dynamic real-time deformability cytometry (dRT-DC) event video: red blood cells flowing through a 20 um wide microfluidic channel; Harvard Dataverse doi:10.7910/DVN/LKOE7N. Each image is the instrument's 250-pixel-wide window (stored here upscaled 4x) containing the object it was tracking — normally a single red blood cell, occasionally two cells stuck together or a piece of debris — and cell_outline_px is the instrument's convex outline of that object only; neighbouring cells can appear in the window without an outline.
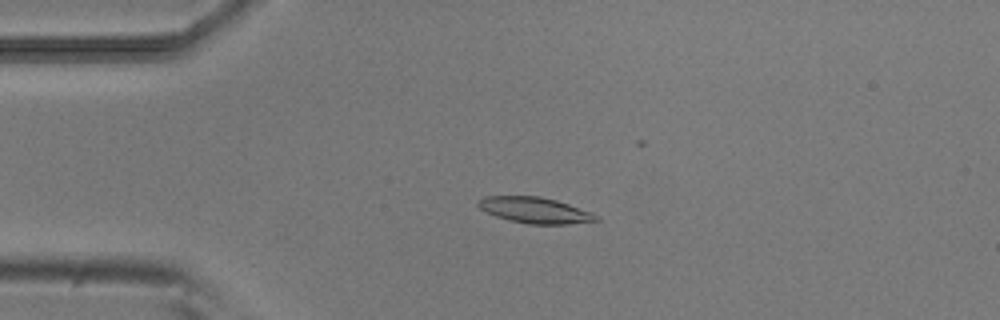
{"species": "common noctule bat (a hibernating species)", "species_latin": "Nyctalus noctula", "temperature_condition": "room temperature", "stored_images_in_passage": 50, "camera_frame_rate_fps": 3000, "um_per_image_px": 0.085, "animal": {"sex": "male", "body_mass_g": 20.5, "forearm_length_mm": 52.5}, "frame": {"image": 1, "passage_image": 11, "time_ms": 3.333, "image_size_px": [1000, 320], "cell_outline_px": [[600, 220], [568, 224], [528, 224], [508, 220], [496, 216], [480, 208], [476, 204], [476, 200], [484, 196], [540, 196], [556, 200], [592, 212], [600, 216]], "centroid_in_image_um": [45.47, 17.86], "position_along_channel_um": 39.5, "area_um2": 17.92}}
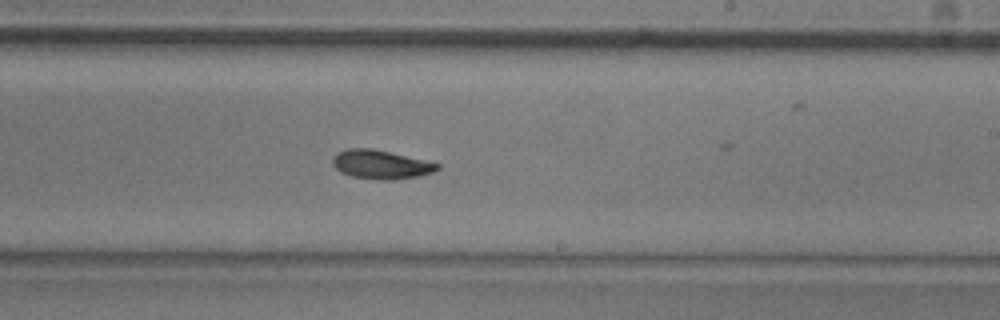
{"frame": {"image": 2, "passage_image": 30, "time_ms": 9.667, "image_size_px": [1000, 320], "cell_outline_px": [[440, 168], [432, 172], [420, 176], [392, 180], [380, 180], [352, 176], [340, 172], [332, 164], [332, 156], [336, 152], [348, 148], [372, 148], [440, 164]], "centroid_in_image_um": [32.33, 13.98], "position_along_channel_um": 256.7, "area_um2": 17.57}}
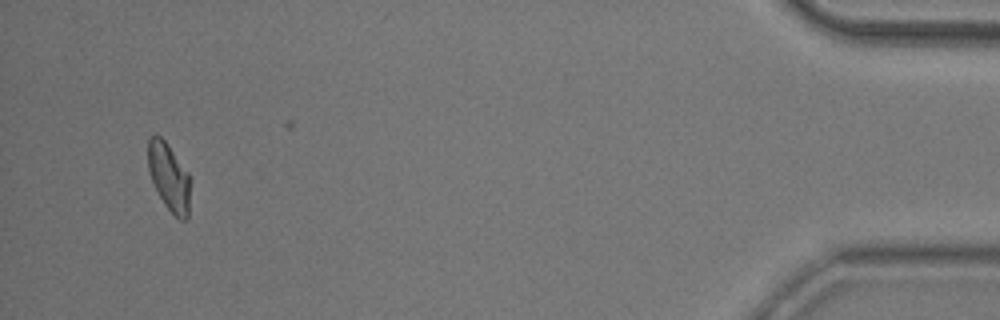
{"frame": {"image": 3, "passage_image": 49, "time_ms": 16.0, "image_size_px": [1000, 320], "cell_outline_px": [[188, 216], [184, 220], [180, 220], [164, 204], [152, 180], [148, 168], [148, 140], [152, 132], [156, 132], [164, 140], [188, 172]], "centroid_in_image_um": [14.32, 14.98], "position_along_channel_um": 420.9, "area_um2": 16.18}}